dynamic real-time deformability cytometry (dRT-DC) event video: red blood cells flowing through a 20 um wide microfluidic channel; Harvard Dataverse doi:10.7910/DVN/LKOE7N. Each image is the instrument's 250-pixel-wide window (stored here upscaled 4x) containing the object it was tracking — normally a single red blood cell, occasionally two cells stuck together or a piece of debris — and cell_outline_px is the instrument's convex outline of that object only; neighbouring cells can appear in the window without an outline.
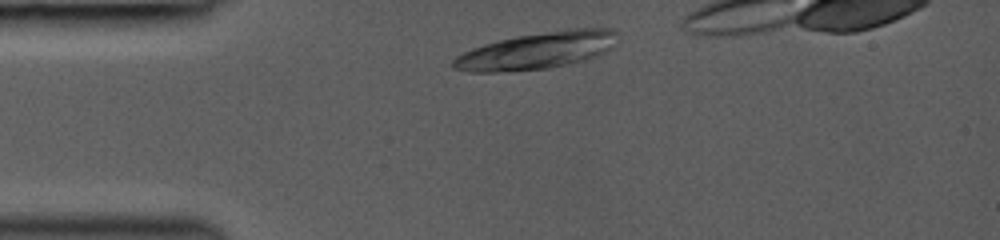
{"species": "common noctule bat (a hibernating species)", "species_latin": "Nyctalus noctula", "temperature_condition": "room temperature", "stored_images_in_passage": 34, "segment_of_instrument_passage": [1, 2], "camera_frame_rate_fps": 3000, "um_per_image_px": 0.085, "animal": {"sex": "female", "body_mass_g": 19.0, "forearm_length_mm": 53.3}, "frame": {"image": 1, "passage_image": 1, "time_ms": 0.0, "image_size_px": [1000, 240], "cell_outline_px": [[616, 32], [612, 48], [596, 56], [548, 68], [496, 72], [468, 72], [452, 68], [452, 60], [456, 56], [472, 48], [484, 44], [516, 36], [568, 28], [612, 28]], "centroid_in_image_um": [45.59, 4.29], "position_along_channel_um": 39.4, "area_um2": 34.91}}